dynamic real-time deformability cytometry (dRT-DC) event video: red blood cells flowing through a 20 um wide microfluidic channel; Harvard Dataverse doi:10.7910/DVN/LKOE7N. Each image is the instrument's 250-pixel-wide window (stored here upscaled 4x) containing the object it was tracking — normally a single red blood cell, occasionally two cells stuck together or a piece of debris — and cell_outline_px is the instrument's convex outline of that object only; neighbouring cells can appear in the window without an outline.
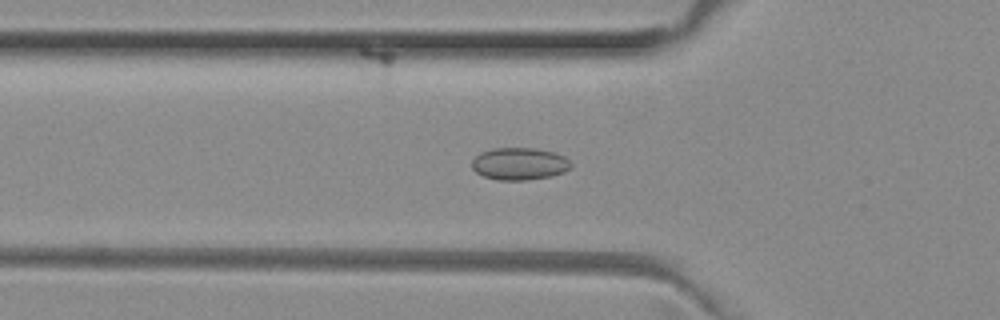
{"species": "common noctule bat (a hibernating species)", "species_latin": "Nyctalus noctula", "temperature_condition": "room temperature", "stored_images_in_passage": 40, "camera_frame_rate_fps": 3000, "um_per_image_px": 0.085, "animal": {"sex": "female", "body_mass_g": 29.2, "forearm_length_mm": 56.3}, "frame": {"image": 1, "passage_image": 9, "time_ms": 2.667, "image_size_px": [1000, 320], "cell_outline_px": [[572, 168], [564, 172], [552, 176], [524, 180], [496, 180], [484, 176], [476, 172], [472, 168], [472, 160], [480, 152], [492, 148], [532, 148], [556, 152], [564, 156], [572, 164]], "centroid_in_image_um": [44.16, 13.92], "position_along_channel_um": 81.6, "area_um2": 18.79}}
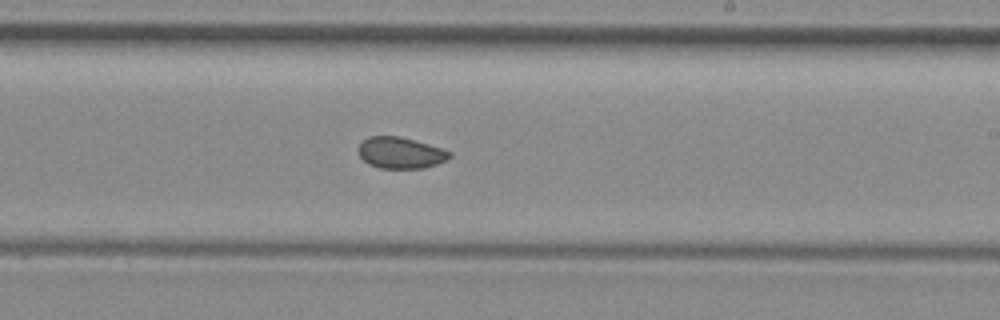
{"frame": {"image": 2, "passage_image": 22, "time_ms": 7.0, "image_size_px": [1000, 320], "cell_outline_px": [[452, 156], [448, 160], [424, 168], [380, 168], [368, 164], [360, 156], [356, 148], [368, 136], [400, 136], [428, 144], [452, 152]], "centroid_in_image_um": [34.04, 12.99], "position_along_channel_um": 255.0, "area_um2": 16.7}}
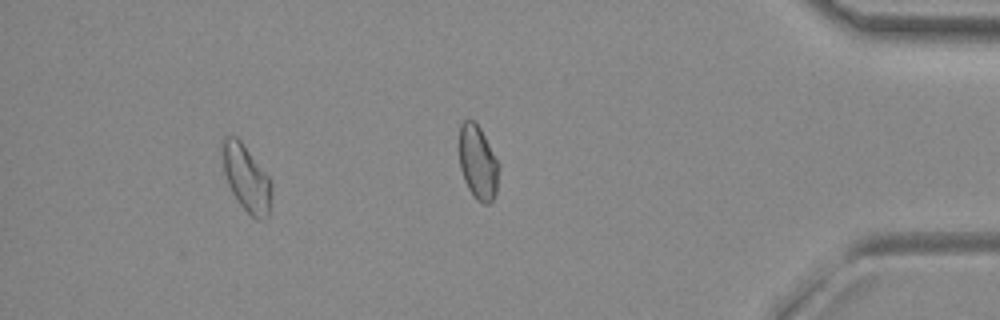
{"frame": {"image": 3, "passage_image": 35, "time_ms": 11.333, "image_size_px": [1000, 320], "cell_outline_px": [[272, 188], [268, 216], [264, 220], [256, 220], [240, 204], [232, 192], [228, 184], [224, 172], [220, 156], [220, 140], [224, 136], [236, 136], [240, 140], [268, 176], [272, 184]], "centroid_in_image_um": [20.9, 15.1], "position_along_channel_um": 414.3, "area_um2": 19.19}, "authors_computed_cell_mechanics": {"area_um2": 17.8313, "velocity_mm_per_s": 3.9893, "shape_relaxation_time_tau1_ms": null, "shape_relaxation_time_tau2_ms": 1.4779, "deformation_change_tau1": null, "deformation_change_tau2": 0.0419}}